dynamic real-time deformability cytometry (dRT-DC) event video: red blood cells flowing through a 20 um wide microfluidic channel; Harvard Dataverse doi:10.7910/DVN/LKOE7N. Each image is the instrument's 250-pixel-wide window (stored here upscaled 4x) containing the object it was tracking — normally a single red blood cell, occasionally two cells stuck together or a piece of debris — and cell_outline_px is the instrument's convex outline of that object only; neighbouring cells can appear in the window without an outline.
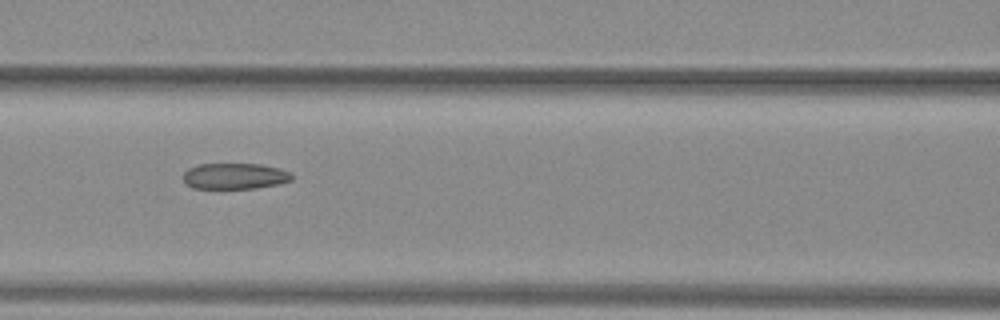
{"species": "common noctule bat (a hibernating species)", "species_latin": "Nyctalus noctula", "temperature_condition": "warm", "stored_images_in_passage": 34, "camera_frame_rate_fps": 3000, "um_per_image_px": 0.085, "animal": {"sex": "female", "body_mass_g": 29.2, "forearm_length_mm": 56.3}, "frame": {"image": 1, "passage_image": 6, "time_ms": 1.667, "image_size_px": [1000, 320], "cell_outline_px": [[292, 180], [276, 184], [256, 188], [192, 188], [184, 184], [184, 172], [188, 168], [200, 164], [260, 164], [280, 168], [288, 172], [292, 176]], "centroid_in_image_um": [19.92, 14.97], "position_along_channel_um": 146.7, "area_um2": 16.36}}
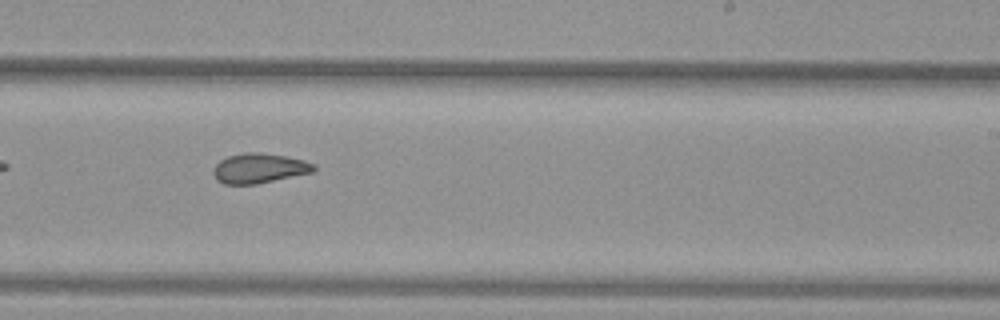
{"frame": {"image": 2, "passage_image": 15, "time_ms": 4.667, "image_size_px": [1000, 320], "cell_outline_px": [[316, 168], [312, 172], [256, 184], [224, 184], [212, 172], [216, 164], [220, 160], [228, 156], [248, 152], [260, 152], [284, 156], [304, 160], [316, 164]], "centroid_in_image_um": [22.05, 14.29], "position_along_channel_um": 266.9, "area_um2": 17.22}}